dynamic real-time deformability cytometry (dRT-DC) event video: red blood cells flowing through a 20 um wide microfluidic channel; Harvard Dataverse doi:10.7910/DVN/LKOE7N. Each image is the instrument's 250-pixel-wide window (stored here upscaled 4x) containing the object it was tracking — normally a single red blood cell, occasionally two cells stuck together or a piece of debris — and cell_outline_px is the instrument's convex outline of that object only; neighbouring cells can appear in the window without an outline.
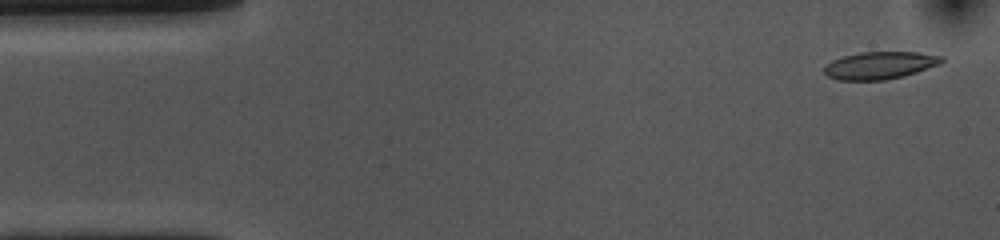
{"species": "common noctule bat (a hibernating species)", "species_latin": "Nyctalus noctula", "temperature_condition": "cold", "stored_images_in_passage": 53, "camera_frame_rate_fps": 3000, "um_per_image_px": 0.085, "animal": {"sex": "female", "body_mass_g": 10.0, "forearm_length_mm": 53.1}, "frame": {"image": 1, "passage_image": 2, "time_ms": 0.333, "image_size_px": [1000, 240], "cell_outline_px": [[944, 60], [940, 64], [904, 76], [884, 80], [840, 80], [828, 76], [824, 72], [824, 68], [832, 60], [844, 56], [860, 52], [916, 52], [944, 56]], "centroid_in_image_um": [74.81, 5.55], "position_along_channel_um": 10.2, "area_um2": 18.67}}
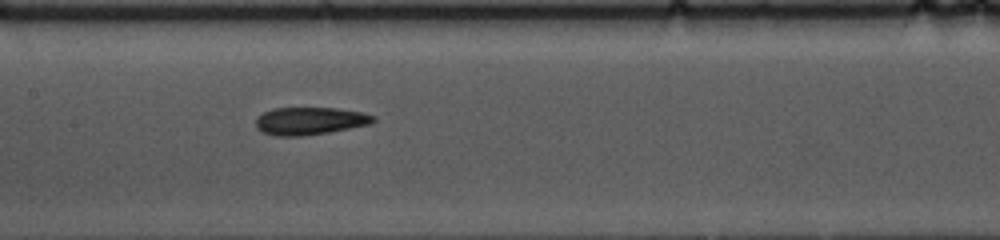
{"frame": {"image": 2, "passage_image": 24, "time_ms": 7.667, "image_size_px": [1000, 240], "cell_outline_px": [[376, 120], [372, 124], [328, 132], [300, 136], [276, 136], [260, 132], [256, 128], [256, 116], [272, 108], [336, 108], [360, 112], [376, 116]], "centroid_in_image_um": [26.31, 10.28], "position_along_channel_um": 181.1, "area_um2": 19.02}}
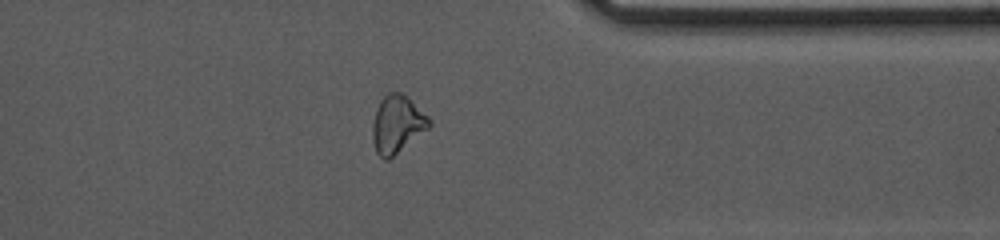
{"frame": {"image": 3, "passage_image": 41, "time_ms": 13.333, "image_size_px": [1000, 240], "cell_outline_px": [[432, 124], [428, 128], [388, 160], [384, 160], [376, 152], [372, 140], [372, 124], [376, 108], [380, 100], [388, 92], [400, 92], [428, 116], [432, 120]], "centroid_in_image_um": [33.72, 10.57], "position_along_channel_um": 377.7, "area_um2": 18.79}, "authors_computed_cell_mechanics": {"area_um2": 19.1318, "velocity_mm_per_s": 3.675, "shape_relaxation_time_tau1_ms": 8.2454, "shape_relaxation_time_tau2_ms": 5.5801, "deformation_change_tau1": 0.166, "deformation_change_tau2": 0.1453}}